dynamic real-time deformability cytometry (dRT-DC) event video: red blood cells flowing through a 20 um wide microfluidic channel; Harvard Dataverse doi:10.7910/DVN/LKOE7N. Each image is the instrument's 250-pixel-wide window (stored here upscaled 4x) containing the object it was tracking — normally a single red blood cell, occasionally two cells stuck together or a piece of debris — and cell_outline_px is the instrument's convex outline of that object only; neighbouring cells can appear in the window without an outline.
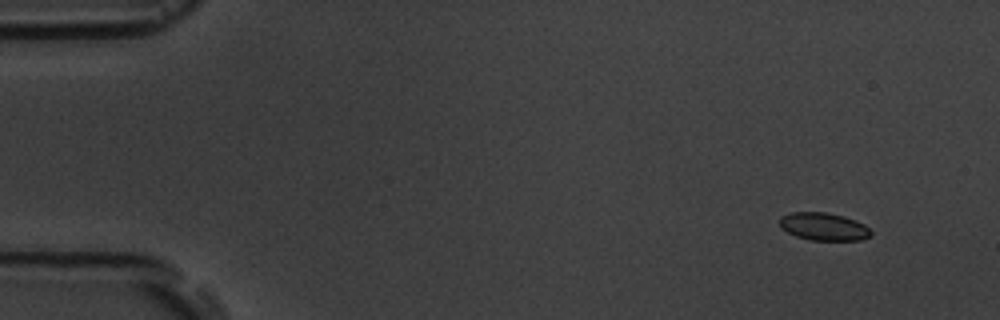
{"species": "common noctule bat (a hibernating species)", "species_latin": "Nyctalus noctula", "temperature_condition": "room temperature", "stored_images_in_passage": 10, "camera_frame_rate_fps": 3000, "um_per_image_px": 0.085, "animal": {"sex": "male", "body_mass_g": 19.5, "forearm_length_mm": 54.6}, "frame": {"image": 1, "passage_image": 1, "time_ms": 0.0, "image_size_px": [1000, 320], "cell_outline_px": [[872, 236], [860, 240], [812, 240], [796, 236], [780, 228], [780, 216], [792, 212], [828, 212], [844, 216], [856, 220], [864, 224], [872, 232]], "centroid_in_image_um": [70.02, 19.25], "position_along_channel_um": 15.0, "area_um2": 14.85}}
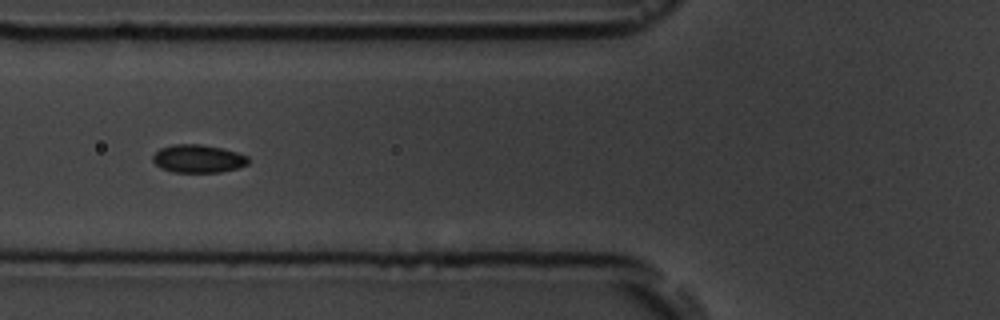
{"frame": {"image": 2, "passage_image": 6, "time_ms": 5.667, "image_size_px": [1000, 320], "cell_outline_px": [[248, 164], [236, 168], [220, 172], [172, 172], [160, 168], [152, 160], [152, 156], [160, 148], [172, 144], [200, 144], [224, 148], [248, 156]], "centroid_in_image_um": [16.82, 13.48], "position_along_channel_um": 109.0, "area_um2": 15.66}}
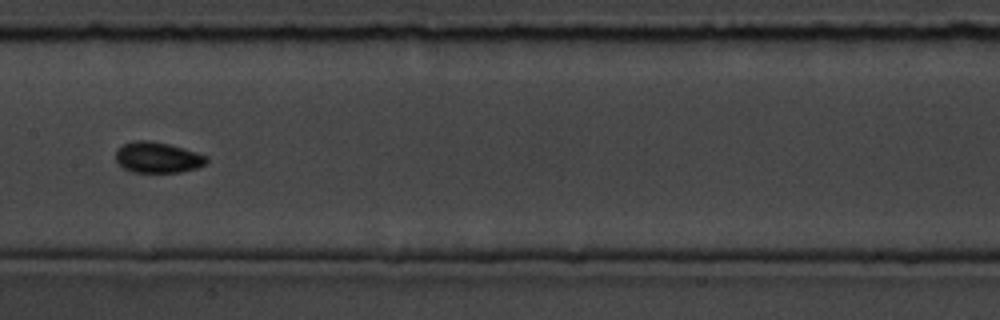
{"frame": {"image": 3, "passage_image": 8, "time_ms": 8.0, "image_size_px": [1000, 320], "cell_outline_px": [[208, 160], [204, 164], [196, 168], [180, 172], [132, 172], [124, 168], [116, 160], [116, 148], [124, 144], [136, 140], [148, 140], [168, 144], [184, 148], [208, 156]], "centroid_in_image_um": [13.39, 13.38], "position_along_channel_um": 194.0, "area_um2": 16.24}}